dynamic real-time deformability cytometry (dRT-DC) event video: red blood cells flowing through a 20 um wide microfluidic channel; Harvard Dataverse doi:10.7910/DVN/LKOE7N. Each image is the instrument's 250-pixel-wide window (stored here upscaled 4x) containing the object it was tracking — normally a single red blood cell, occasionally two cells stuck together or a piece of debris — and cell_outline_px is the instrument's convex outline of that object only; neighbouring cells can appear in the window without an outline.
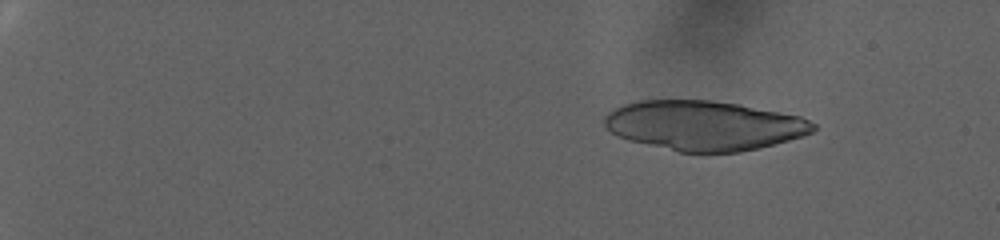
{"species": "human", "species_latin": "Homo sapiens", "temperature_condition": "warm", "stored_images_in_passage": 35, "camera_frame_rate_fps": 3000, "um_per_image_px": 0.085, "donor": {"sex": "female"}, "frame": {"image": 1, "passage_image": 12, "time_ms": 3.667, "image_size_px": [1000, 240], "cell_outline_px": [[816, 128], [812, 132], [804, 136], [760, 148], [740, 152], [680, 152], [628, 140], [612, 132], [604, 124], [604, 116], [612, 108], [624, 104], [640, 100], [712, 100], [740, 104], [800, 116], [816, 124]], "centroid_in_image_um": [59.85, 10.66], "position_along_channel_um": 25.1, "area_um2": 60.52}}